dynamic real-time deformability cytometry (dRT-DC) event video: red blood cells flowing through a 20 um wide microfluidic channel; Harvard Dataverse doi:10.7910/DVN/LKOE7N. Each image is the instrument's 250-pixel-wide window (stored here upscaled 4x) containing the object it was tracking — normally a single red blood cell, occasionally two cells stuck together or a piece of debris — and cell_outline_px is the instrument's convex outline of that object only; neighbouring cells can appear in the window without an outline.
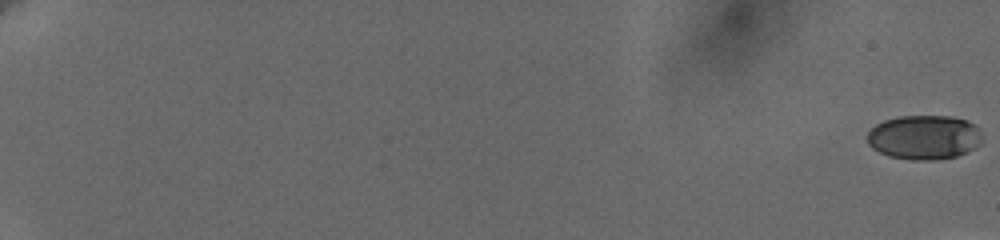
{"species": "human", "species_latin": "Homo sapiens", "temperature_condition": "cold", "stored_images_in_passage": 13, "camera_frame_rate_fps": 3000, "um_per_image_px": 0.085, "donor": {"sex": "female"}, "frame": {"image": 1, "passage_image": 1, "time_ms": 0.0, "image_size_px": [1000, 240], "cell_outline_px": [[980, 144], [976, 148], [956, 156], [932, 160], [912, 160], [888, 156], [872, 148], [868, 144], [868, 132], [876, 124], [884, 120], [900, 116], [952, 116], [968, 120], [980, 128]], "centroid_in_image_um": [78.56, 11.66], "position_along_channel_um": 6.4, "area_um2": 29.82}}
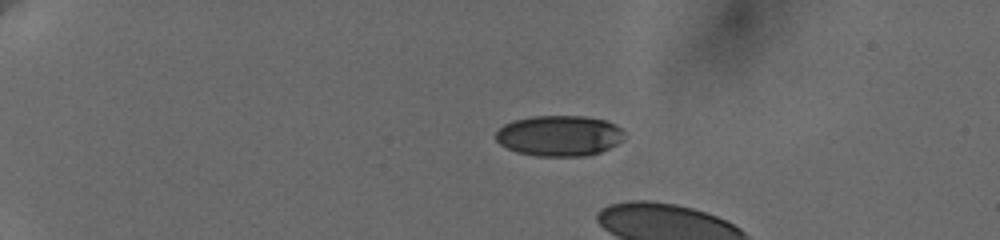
{"frame": {"image": 2, "passage_image": 10, "time_ms": 5.333, "image_size_px": [1000, 240], "cell_outline_px": [[624, 140], [600, 152], [588, 156], [536, 156], [516, 152], [500, 144], [496, 140], [496, 132], [504, 124], [512, 120], [532, 116], [584, 116], [604, 120], [616, 124], [624, 132]], "centroid_in_image_um": [47.54, 11.54], "position_along_channel_um": 37.5, "area_um2": 30.63}}